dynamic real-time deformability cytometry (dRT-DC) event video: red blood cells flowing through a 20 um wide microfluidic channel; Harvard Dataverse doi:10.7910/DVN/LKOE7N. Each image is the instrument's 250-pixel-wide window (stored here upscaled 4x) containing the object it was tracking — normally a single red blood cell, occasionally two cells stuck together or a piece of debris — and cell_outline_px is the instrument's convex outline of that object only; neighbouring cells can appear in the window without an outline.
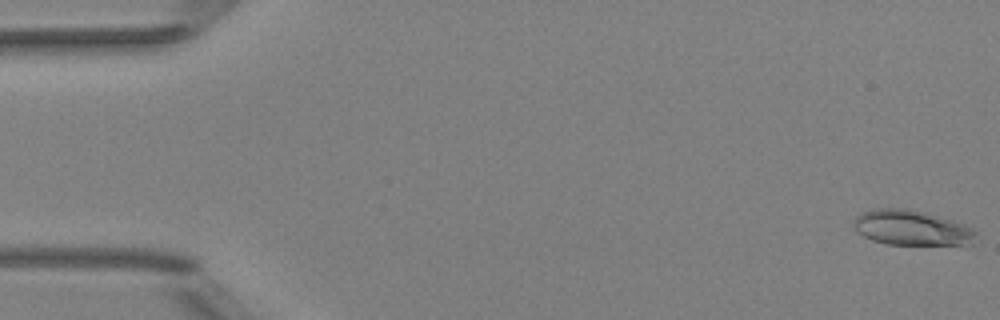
{"species": "Egyptian fruit bat (a non-hibernating species)", "species_latin": "Rousettus aegyptiacus", "temperature_condition": "room temperature", "stored_images_in_passage": 51, "camera_frame_rate_fps": 3000, "um_per_image_px": 0.085, "animal": {"sex": "female"}, "frame": {"image": 1, "passage_image": 1, "time_ms": 0.0, "image_size_px": [1000, 320], "cell_outline_px": [[976, 232], [972, 244], [884, 244], [872, 240], [856, 232], [852, 224], [852, 220], [860, 212], [872, 208], [908, 208], [924, 212], [952, 220], [964, 224], [972, 228]], "centroid_in_image_um": [77.4, 19.34], "position_along_channel_um": 7.6, "area_um2": 25.14}}
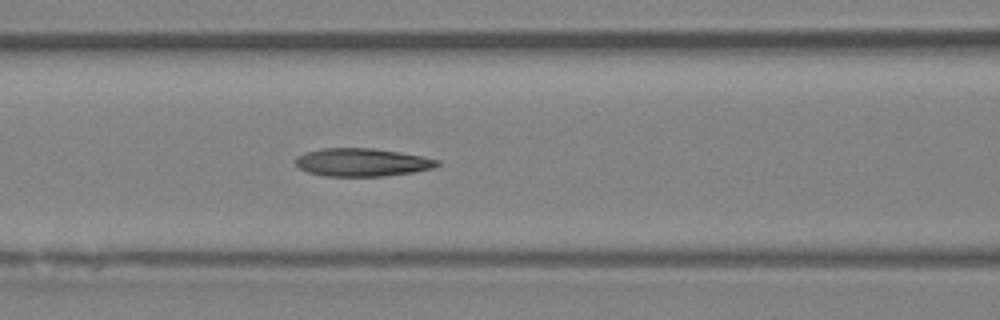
{"frame": {"image": 2, "passage_image": 22, "time_ms": 7.0, "image_size_px": [1000, 320], "cell_outline_px": [[440, 164], [436, 168], [412, 172], [384, 176], [324, 176], [308, 172], [300, 168], [292, 160], [296, 156], [304, 152], [320, 148], [372, 148], [400, 152], [440, 160]], "centroid_in_image_um": [30.75, 13.79], "position_along_channel_um": 135.9, "area_um2": 23.35}}
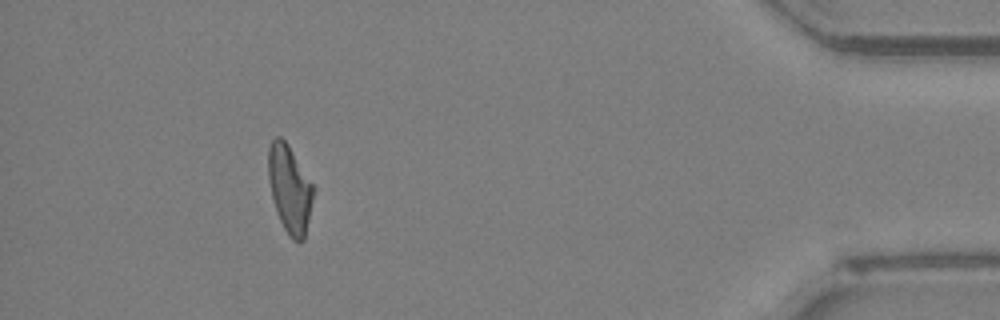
{"frame": {"image": 3, "passage_image": 47, "time_ms": 15.333, "image_size_px": [1000, 320], "cell_outline_px": [[316, 188], [304, 240], [300, 244], [292, 240], [288, 236], [280, 220], [272, 200], [268, 180], [268, 148], [272, 140], [276, 136], [280, 136], [288, 144]], "centroid_in_image_um": [24.64, 16.08], "position_along_channel_um": 410.6, "area_um2": 23.47}, "authors_computed_cell_mechanics": {"area_um2": 23.4668, "velocity_mm_per_s": 4.0096, "shape_relaxation_time_tau1_ms": null, "shape_relaxation_time_tau2_ms": 4.6313, "deformation_change_tau1": null, "deformation_change_tau2": 0.14}}